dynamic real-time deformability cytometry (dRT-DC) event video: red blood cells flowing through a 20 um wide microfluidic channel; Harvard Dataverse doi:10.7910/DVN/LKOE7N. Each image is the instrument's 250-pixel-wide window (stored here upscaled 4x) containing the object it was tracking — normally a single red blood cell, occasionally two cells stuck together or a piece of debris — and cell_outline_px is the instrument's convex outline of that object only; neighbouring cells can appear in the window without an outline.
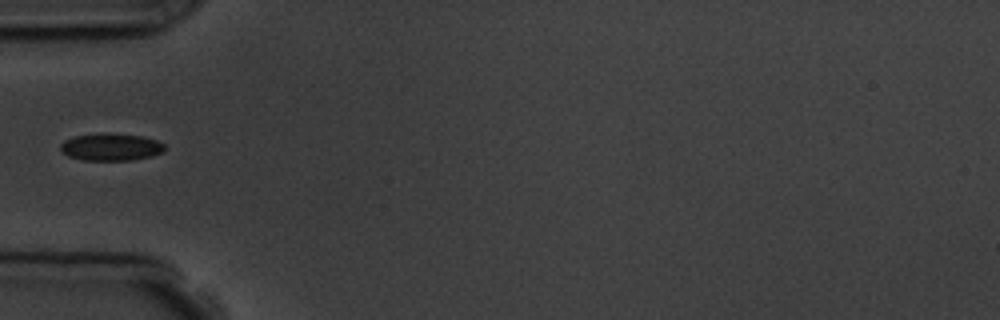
{"species": "common noctule bat (a hibernating species)", "species_latin": "Nyctalus noctula", "temperature_condition": "room temperature", "stored_images_in_passage": 5, "camera_frame_rate_fps": 3000, "um_per_image_px": 0.085, "animal": {"sex": "male", "body_mass_g": 19.5, "forearm_length_mm": 54.6}, "frame": {"image": 1, "passage_image": 5, "time_ms": 5.0, "image_size_px": [1000, 320], "cell_outline_px": [[164, 152], [152, 156], [132, 160], [84, 160], [68, 156], [60, 152], [60, 144], [64, 140], [76, 136], [100, 132], [104, 132], [140, 136], [156, 140], [164, 144]], "centroid_in_image_um": [9.4, 12.49], "position_along_channel_um": 75.6, "area_um2": 16.7}}